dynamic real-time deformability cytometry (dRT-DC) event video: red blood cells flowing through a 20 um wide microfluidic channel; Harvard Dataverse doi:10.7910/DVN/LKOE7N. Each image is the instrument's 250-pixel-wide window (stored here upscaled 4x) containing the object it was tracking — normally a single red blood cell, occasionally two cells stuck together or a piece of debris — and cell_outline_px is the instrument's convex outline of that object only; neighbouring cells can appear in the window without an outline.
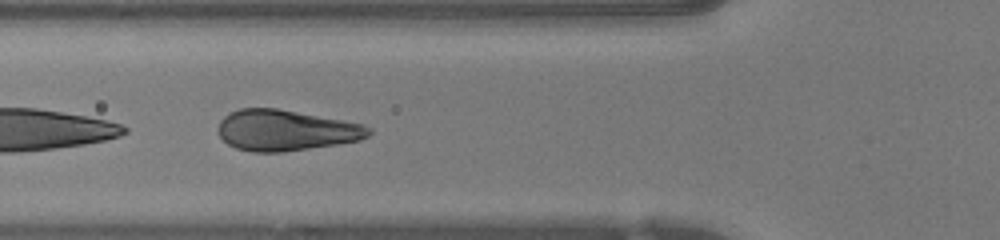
{"species": "human", "species_latin": "Homo sapiens", "temperature_condition": "warm", "stored_images_in_passage": 19, "camera_frame_rate_fps": 3000, "um_per_image_px": 0.085, "donor": {"sex": "female"}, "frame": {"image": 1, "passage_image": 16, "time_ms": 5.0, "image_size_px": [1000, 240], "cell_outline_px": [[372, 132], [368, 136], [360, 140], [336, 144], [284, 152], [252, 152], [236, 148], [228, 144], [216, 132], [216, 128], [220, 120], [224, 116], [240, 108], [276, 108], [364, 124], [372, 128]], "centroid_in_image_um": [24.27, 11.08], "position_along_channel_um": 101.5, "area_um2": 35.89}}